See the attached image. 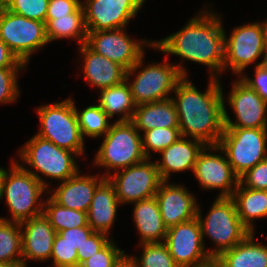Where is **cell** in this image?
I'll return each instance as SVG.
<instances>
[{
  "label": "cell",
  "instance_id": "obj_1",
  "mask_svg": "<svg viewBox=\"0 0 267 267\" xmlns=\"http://www.w3.org/2000/svg\"><path fill=\"white\" fill-rule=\"evenodd\" d=\"M183 77L176 85L172 98L182 137L191 136L206 146L219 145L225 129L224 98L219 79L211 78L206 91L199 92Z\"/></svg>",
  "mask_w": 267,
  "mask_h": 267
},
{
  "label": "cell",
  "instance_id": "obj_2",
  "mask_svg": "<svg viewBox=\"0 0 267 267\" xmlns=\"http://www.w3.org/2000/svg\"><path fill=\"white\" fill-rule=\"evenodd\" d=\"M202 14L198 13L177 33L153 42V48L202 63L211 69L210 76L218 79L217 74L224 71L225 31L221 17L208 11Z\"/></svg>",
  "mask_w": 267,
  "mask_h": 267
},
{
  "label": "cell",
  "instance_id": "obj_3",
  "mask_svg": "<svg viewBox=\"0 0 267 267\" xmlns=\"http://www.w3.org/2000/svg\"><path fill=\"white\" fill-rule=\"evenodd\" d=\"M8 172L2 168V196L12 214V220L21 223L43 214L44 201H38L48 184L40 175L26 169L17 160Z\"/></svg>",
  "mask_w": 267,
  "mask_h": 267
},
{
  "label": "cell",
  "instance_id": "obj_4",
  "mask_svg": "<svg viewBox=\"0 0 267 267\" xmlns=\"http://www.w3.org/2000/svg\"><path fill=\"white\" fill-rule=\"evenodd\" d=\"M197 218L203 241L204 235H209L215 243L216 249L208 251L213 260L222 252L232 249L251 233L240 220L231 197H217L205 219L197 207Z\"/></svg>",
  "mask_w": 267,
  "mask_h": 267
},
{
  "label": "cell",
  "instance_id": "obj_5",
  "mask_svg": "<svg viewBox=\"0 0 267 267\" xmlns=\"http://www.w3.org/2000/svg\"><path fill=\"white\" fill-rule=\"evenodd\" d=\"M41 129L37 136L51 141L59 148L74 152L79 156L84 153L82 138L75 104L72 98L37 109Z\"/></svg>",
  "mask_w": 267,
  "mask_h": 267
},
{
  "label": "cell",
  "instance_id": "obj_6",
  "mask_svg": "<svg viewBox=\"0 0 267 267\" xmlns=\"http://www.w3.org/2000/svg\"><path fill=\"white\" fill-rule=\"evenodd\" d=\"M94 164L117 170L143 162L142 136L131 121H116L104 135Z\"/></svg>",
  "mask_w": 267,
  "mask_h": 267
},
{
  "label": "cell",
  "instance_id": "obj_7",
  "mask_svg": "<svg viewBox=\"0 0 267 267\" xmlns=\"http://www.w3.org/2000/svg\"><path fill=\"white\" fill-rule=\"evenodd\" d=\"M266 143L267 128H225L219 145L212 149L221 150L240 177L267 158Z\"/></svg>",
  "mask_w": 267,
  "mask_h": 267
},
{
  "label": "cell",
  "instance_id": "obj_8",
  "mask_svg": "<svg viewBox=\"0 0 267 267\" xmlns=\"http://www.w3.org/2000/svg\"><path fill=\"white\" fill-rule=\"evenodd\" d=\"M0 39L25 65L30 56L49 41L45 22L28 19L0 3Z\"/></svg>",
  "mask_w": 267,
  "mask_h": 267
},
{
  "label": "cell",
  "instance_id": "obj_9",
  "mask_svg": "<svg viewBox=\"0 0 267 267\" xmlns=\"http://www.w3.org/2000/svg\"><path fill=\"white\" fill-rule=\"evenodd\" d=\"M19 151L21 161L44 176L62 180L61 182L79 171L73 157L74 152L59 148L51 141L37 135L30 138Z\"/></svg>",
  "mask_w": 267,
  "mask_h": 267
},
{
  "label": "cell",
  "instance_id": "obj_10",
  "mask_svg": "<svg viewBox=\"0 0 267 267\" xmlns=\"http://www.w3.org/2000/svg\"><path fill=\"white\" fill-rule=\"evenodd\" d=\"M186 70L180 64H151L137 74L132 83H128L136 105L152 103L167 97L175 91L177 83L186 77Z\"/></svg>",
  "mask_w": 267,
  "mask_h": 267
},
{
  "label": "cell",
  "instance_id": "obj_11",
  "mask_svg": "<svg viewBox=\"0 0 267 267\" xmlns=\"http://www.w3.org/2000/svg\"><path fill=\"white\" fill-rule=\"evenodd\" d=\"M123 168L114 175L105 173V177L114 185L120 203H134L154 197L162 182L156 162L148 161ZM111 174V175H110Z\"/></svg>",
  "mask_w": 267,
  "mask_h": 267
},
{
  "label": "cell",
  "instance_id": "obj_12",
  "mask_svg": "<svg viewBox=\"0 0 267 267\" xmlns=\"http://www.w3.org/2000/svg\"><path fill=\"white\" fill-rule=\"evenodd\" d=\"M164 243L179 267H202L213 261L205 251L197 217L167 228Z\"/></svg>",
  "mask_w": 267,
  "mask_h": 267
},
{
  "label": "cell",
  "instance_id": "obj_13",
  "mask_svg": "<svg viewBox=\"0 0 267 267\" xmlns=\"http://www.w3.org/2000/svg\"><path fill=\"white\" fill-rule=\"evenodd\" d=\"M224 35V70L229 66L233 73L241 76L250 63L267 53L259 22L234 28L228 39Z\"/></svg>",
  "mask_w": 267,
  "mask_h": 267
},
{
  "label": "cell",
  "instance_id": "obj_14",
  "mask_svg": "<svg viewBox=\"0 0 267 267\" xmlns=\"http://www.w3.org/2000/svg\"><path fill=\"white\" fill-rule=\"evenodd\" d=\"M145 0H85V25L87 32L125 28L136 16Z\"/></svg>",
  "mask_w": 267,
  "mask_h": 267
},
{
  "label": "cell",
  "instance_id": "obj_15",
  "mask_svg": "<svg viewBox=\"0 0 267 267\" xmlns=\"http://www.w3.org/2000/svg\"><path fill=\"white\" fill-rule=\"evenodd\" d=\"M86 44L96 53L117 62L126 70L132 68L144 55V44L153 47L151 41H133L124 32V28L88 32Z\"/></svg>",
  "mask_w": 267,
  "mask_h": 267
},
{
  "label": "cell",
  "instance_id": "obj_16",
  "mask_svg": "<svg viewBox=\"0 0 267 267\" xmlns=\"http://www.w3.org/2000/svg\"><path fill=\"white\" fill-rule=\"evenodd\" d=\"M232 87L228 101L237 120L234 123L224 108L225 128H267V102L241 79Z\"/></svg>",
  "mask_w": 267,
  "mask_h": 267
},
{
  "label": "cell",
  "instance_id": "obj_17",
  "mask_svg": "<svg viewBox=\"0 0 267 267\" xmlns=\"http://www.w3.org/2000/svg\"><path fill=\"white\" fill-rule=\"evenodd\" d=\"M213 150L206 146L198 155L193 168V173L204 189H222L218 197H231L239 183V177L233 172L228 158L206 153Z\"/></svg>",
  "mask_w": 267,
  "mask_h": 267
},
{
  "label": "cell",
  "instance_id": "obj_18",
  "mask_svg": "<svg viewBox=\"0 0 267 267\" xmlns=\"http://www.w3.org/2000/svg\"><path fill=\"white\" fill-rule=\"evenodd\" d=\"M162 181L155 197L164 225L169 228L197 217L198 204L185 187Z\"/></svg>",
  "mask_w": 267,
  "mask_h": 267
},
{
  "label": "cell",
  "instance_id": "obj_19",
  "mask_svg": "<svg viewBox=\"0 0 267 267\" xmlns=\"http://www.w3.org/2000/svg\"><path fill=\"white\" fill-rule=\"evenodd\" d=\"M20 224L22 230V267H27V259L34 261L50 259L57 232L44 214Z\"/></svg>",
  "mask_w": 267,
  "mask_h": 267
},
{
  "label": "cell",
  "instance_id": "obj_20",
  "mask_svg": "<svg viewBox=\"0 0 267 267\" xmlns=\"http://www.w3.org/2000/svg\"><path fill=\"white\" fill-rule=\"evenodd\" d=\"M80 176L78 171L74 176L63 181L50 196L59 205L86 212L89 210L95 189L106 178L104 175Z\"/></svg>",
  "mask_w": 267,
  "mask_h": 267
},
{
  "label": "cell",
  "instance_id": "obj_21",
  "mask_svg": "<svg viewBox=\"0 0 267 267\" xmlns=\"http://www.w3.org/2000/svg\"><path fill=\"white\" fill-rule=\"evenodd\" d=\"M84 58V78L101 90L118 85L125 80L126 69L117 62L93 51L86 43L80 45Z\"/></svg>",
  "mask_w": 267,
  "mask_h": 267
},
{
  "label": "cell",
  "instance_id": "obj_22",
  "mask_svg": "<svg viewBox=\"0 0 267 267\" xmlns=\"http://www.w3.org/2000/svg\"><path fill=\"white\" fill-rule=\"evenodd\" d=\"M204 147L206 145L199 140H186L181 136L176 142L161 151L162 162H156L161 180L168 181L170 172H181L188 169L193 171L198 155Z\"/></svg>",
  "mask_w": 267,
  "mask_h": 267
},
{
  "label": "cell",
  "instance_id": "obj_23",
  "mask_svg": "<svg viewBox=\"0 0 267 267\" xmlns=\"http://www.w3.org/2000/svg\"><path fill=\"white\" fill-rule=\"evenodd\" d=\"M114 185L105 178L95 189V193L87 211L88 225L95 232H102L108 235V231L116 218L118 205Z\"/></svg>",
  "mask_w": 267,
  "mask_h": 267
},
{
  "label": "cell",
  "instance_id": "obj_24",
  "mask_svg": "<svg viewBox=\"0 0 267 267\" xmlns=\"http://www.w3.org/2000/svg\"><path fill=\"white\" fill-rule=\"evenodd\" d=\"M143 57L144 55L132 68L126 70V77L122 83L100 90L98 105L109 118L114 114H123L118 121H131L137 105L133 100L128 79L132 73L142 67Z\"/></svg>",
  "mask_w": 267,
  "mask_h": 267
},
{
  "label": "cell",
  "instance_id": "obj_25",
  "mask_svg": "<svg viewBox=\"0 0 267 267\" xmlns=\"http://www.w3.org/2000/svg\"><path fill=\"white\" fill-rule=\"evenodd\" d=\"M131 122L145 132L154 128H179L178 114L172 98L136 106Z\"/></svg>",
  "mask_w": 267,
  "mask_h": 267
},
{
  "label": "cell",
  "instance_id": "obj_26",
  "mask_svg": "<svg viewBox=\"0 0 267 267\" xmlns=\"http://www.w3.org/2000/svg\"><path fill=\"white\" fill-rule=\"evenodd\" d=\"M134 203L133 217L136 228L141 236L140 244L164 242L167 227L163 223L156 197Z\"/></svg>",
  "mask_w": 267,
  "mask_h": 267
},
{
  "label": "cell",
  "instance_id": "obj_27",
  "mask_svg": "<svg viewBox=\"0 0 267 267\" xmlns=\"http://www.w3.org/2000/svg\"><path fill=\"white\" fill-rule=\"evenodd\" d=\"M220 267H267V246L254 242V232L214 259Z\"/></svg>",
  "mask_w": 267,
  "mask_h": 267
},
{
  "label": "cell",
  "instance_id": "obj_28",
  "mask_svg": "<svg viewBox=\"0 0 267 267\" xmlns=\"http://www.w3.org/2000/svg\"><path fill=\"white\" fill-rule=\"evenodd\" d=\"M231 198L242 223L254 232L253 220L267 217V191L250 189L238 183Z\"/></svg>",
  "mask_w": 267,
  "mask_h": 267
},
{
  "label": "cell",
  "instance_id": "obj_29",
  "mask_svg": "<svg viewBox=\"0 0 267 267\" xmlns=\"http://www.w3.org/2000/svg\"><path fill=\"white\" fill-rule=\"evenodd\" d=\"M45 24L49 42L60 38H76L80 46L87 41L88 32L82 4L72 14L46 19Z\"/></svg>",
  "mask_w": 267,
  "mask_h": 267
},
{
  "label": "cell",
  "instance_id": "obj_30",
  "mask_svg": "<svg viewBox=\"0 0 267 267\" xmlns=\"http://www.w3.org/2000/svg\"><path fill=\"white\" fill-rule=\"evenodd\" d=\"M0 262L22 267L21 224L4 218H0Z\"/></svg>",
  "mask_w": 267,
  "mask_h": 267
},
{
  "label": "cell",
  "instance_id": "obj_31",
  "mask_svg": "<svg viewBox=\"0 0 267 267\" xmlns=\"http://www.w3.org/2000/svg\"><path fill=\"white\" fill-rule=\"evenodd\" d=\"M44 202L43 214L49 220L56 232L89 226L87 213L63 207L56 203L51 197Z\"/></svg>",
  "mask_w": 267,
  "mask_h": 267
},
{
  "label": "cell",
  "instance_id": "obj_32",
  "mask_svg": "<svg viewBox=\"0 0 267 267\" xmlns=\"http://www.w3.org/2000/svg\"><path fill=\"white\" fill-rule=\"evenodd\" d=\"M75 109L83 139L84 135L93 138L105 135L110 129L111 124L108 122L110 118L98 104L88 106L80 113L77 111L76 106Z\"/></svg>",
  "mask_w": 267,
  "mask_h": 267
},
{
  "label": "cell",
  "instance_id": "obj_33",
  "mask_svg": "<svg viewBox=\"0 0 267 267\" xmlns=\"http://www.w3.org/2000/svg\"><path fill=\"white\" fill-rule=\"evenodd\" d=\"M141 258L127 256V261L133 267H179L169 253L168 247L164 242L145 243Z\"/></svg>",
  "mask_w": 267,
  "mask_h": 267
},
{
  "label": "cell",
  "instance_id": "obj_34",
  "mask_svg": "<svg viewBox=\"0 0 267 267\" xmlns=\"http://www.w3.org/2000/svg\"><path fill=\"white\" fill-rule=\"evenodd\" d=\"M181 137L179 128H154L145 131L142 137V149L146 158H150V150L160 153Z\"/></svg>",
  "mask_w": 267,
  "mask_h": 267
},
{
  "label": "cell",
  "instance_id": "obj_35",
  "mask_svg": "<svg viewBox=\"0 0 267 267\" xmlns=\"http://www.w3.org/2000/svg\"><path fill=\"white\" fill-rule=\"evenodd\" d=\"M9 11L28 19L46 21L49 0H0Z\"/></svg>",
  "mask_w": 267,
  "mask_h": 267
},
{
  "label": "cell",
  "instance_id": "obj_36",
  "mask_svg": "<svg viewBox=\"0 0 267 267\" xmlns=\"http://www.w3.org/2000/svg\"><path fill=\"white\" fill-rule=\"evenodd\" d=\"M110 240L100 251L84 261L79 267H120L127 261L123 250Z\"/></svg>",
  "mask_w": 267,
  "mask_h": 267
},
{
  "label": "cell",
  "instance_id": "obj_37",
  "mask_svg": "<svg viewBox=\"0 0 267 267\" xmlns=\"http://www.w3.org/2000/svg\"><path fill=\"white\" fill-rule=\"evenodd\" d=\"M50 258L53 259L54 267H78L76 248L62 241V237L58 233L54 238Z\"/></svg>",
  "mask_w": 267,
  "mask_h": 267
},
{
  "label": "cell",
  "instance_id": "obj_38",
  "mask_svg": "<svg viewBox=\"0 0 267 267\" xmlns=\"http://www.w3.org/2000/svg\"><path fill=\"white\" fill-rule=\"evenodd\" d=\"M23 67H4L0 68V102L10 103L15 102L19 96L17 84V72Z\"/></svg>",
  "mask_w": 267,
  "mask_h": 267
},
{
  "label": "cell",
  "instance_id": "obj_39",
  "mask_svg": "<svg viewBox=\"0 0 267 267\" xmlns=\"http://www.w3.org/2000/svg\"><path fill=\"white\" fill-rule=\"evenodd\" d=\"M239 183L250 189L267 191V158L240 176Z\"/></svg>",
  "mask_w": 267,
  "mask_h": 267
},
{
  "label": "cell",
  "instance_id": "obj_40",
  "mask_svg": "<svg viewBox=\"0 0 267 267\" xmlns=\"http://www.w3.org/2000/svg\"><path fill=\"white\" fill-rule=\"evenodd\" d=\"M110 239L107 234L102 232H93L77 250L78 267L87 259L92 257L95 253L100 251Z\"/></svg>",
  "mask_w": 267,
  "mask_h": 267
},
{
  "label": "cell",
  "instance_id": "obj_41",
  "mask_svg": "<svg viewBox=\"0 0 267 267\" xmlns=\"http://www.w3.org/2000/svg\"><path fill=\"white\" fill-rule=\"evenodd\" d=\"M81 4L80 0H49L46 19H56L57 17L70 15Z\"/></svg>",
  "mask_w": 267,
  "mask_h": 267
},
{
  "label": "cell",
  "instance_id": "obj_42",
  "mask_svg": "<svg viewBox=\"0 0 267 267\" xmlns=\"http://www.w3.org/2000/svg\"><path fill=\"white\" fill-rule=\"evenodd\" d=\"M93 232L94 230L90 226H83L62 230L57 233L62 237V241L69 243L78 250Z\"/></svg>",
  "mask_w": 267,
  "mask_h": 267
},
{
  "label": "cell",
  "instance_id": "obj_43",
  "mask_svg": "<svg viewBox=\"0 0 267 267\" xmlns=\"http://www.w3.org/2000/svg\"><path fill=\"white\" fill-rule=\"evenodd\" d=\"M241 80L255 90L267 102V71L259 64L255 67V78L242 76Z\"/></svg>",
  "mask_w": 267,
  "mask_h": 267
},
{
  "label": "cell",
  "instance_id": "obj_44",
  "mask_svg": "<svg viewBox=\"0 0 267 267\" xmlns=\"http://www.w3.org/2000/svg\"><path fill=\"white\" fill-rule=\"evenodd\" d=\"M4 67H25V64L0 39V68Z\"/></svg>",
  "mask_w": 267,
  "mask_h": 267
},
{
  "label": "cell",
  "instance_id": "obj_45",
  "mask_svg": "<svg viewBox=\"0 0 267 267\" xmlns=\"http://www.w3.org/2000/svg\"><path fill=\"white\" fill-rule=\"evenodd\" d=\"M260 25L262 27L264 45L267 48V21L260 23Z\"/></svg>",
  "mask_w": 267,
  "mask_h": 267
},
{
  "label": "cell",
  "instance_id": "obj_46",
  "mask_svg": "<svg viewBox=\"0 0 267 267\" xmlns=\"http://www.w3.org/2000/svg\"><path fill=\"white\" fill-rule=\"evenodd\" d=\"M260 66L264 67L267 71V53L263 56V61L258 63Z\"/></svg>",
  "mask_w": 267,
  "mask_h": 267
},
{
  "label": "cell",
  "instance_id": "obj_47",
  "mask_svg": "<svg viewBox=\"0 0 267 267\" xmlns=\"http://www.w3.org/2000/svg\"><path fill=\"white\" fill-rule=\"evenodd\" d=\"M2 197V167H0V200Z\"/></svg>",
  "mask_w": 267,
  "mask_h": 267
},
{
  "label": "cell",
  "instance_id": "obj_48",
  "mask_svg": "<svg viewBox=\"0 0 267 267\" xmlns=\"http://www.w3.org/2000/svg\"><path fill=\"white\" fill-rule=\"evenodd\" d=\"M202 267H220V266L215 262V260H213L209 264L202 266Z\"/></svg>",
  "mask_w": 267,
  "mask_h": 267
},
{
  "label": "cell",
  "instance_id": "obj_49",
  "mask_svg": "<svg viewBox=\"0 0 267 267\" xmlns=\"http://www.w3.org/2000/svg\"><path fill=\"white\" fill-rule=\"evenodd\" d=\"M120 267H133V266L128 261H126Z\"/></svg>",
  "mask_w": 267,
  "mask_h": 267
},
{
  "label": "cell",
  "instance_id": "obj_50",
  "mask_svg": "<svg viewBox=\"0 0 267 267\" xmlns=\"http://www.w3.org/2000/svg\"><path fill=\"white\" fill-rule=\"evenodd\" d=\"M0 267H12L11 265H8L4 262H0Z\"/></svg>",
  "mask_w": 267,
  "mask_h": 267
}]
</instances>
